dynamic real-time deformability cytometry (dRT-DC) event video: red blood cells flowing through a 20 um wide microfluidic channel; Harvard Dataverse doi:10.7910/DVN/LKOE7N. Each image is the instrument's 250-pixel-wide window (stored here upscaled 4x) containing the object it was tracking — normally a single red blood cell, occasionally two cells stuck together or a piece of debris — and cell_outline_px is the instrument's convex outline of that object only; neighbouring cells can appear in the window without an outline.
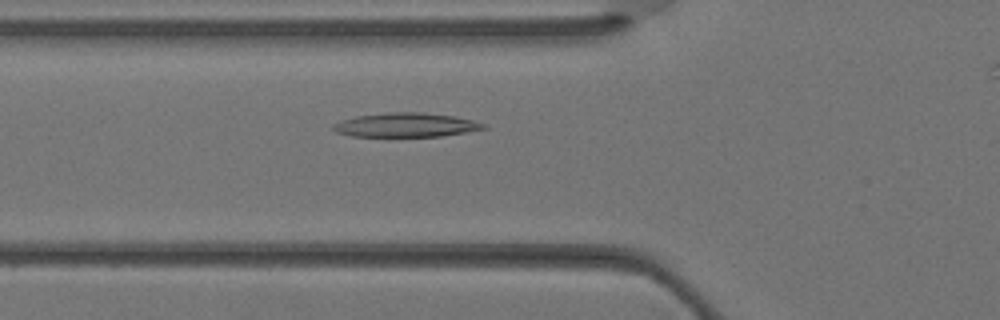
{"species": "Egyptian fruit bat (a non-hibernating species)", "species_latin": "Rousettus aegyptiacus", "temperature_condition": "warm", "stored_images_in_passage": 31, "camera_frame_rate_fps": 3000, "um_per_image_px": 0.085, "animal": {"sex": "female"}, "frame": {"image": 1, "passage_image": 11, "time_ms": 3.333, "image_size_px": [1000, 320], "cell_outline_px": [[488, 128], [440, 136], [352, 136], [336, 132], [332, 128], [332, 124], [340, 120], [356, 116], [384, 112], [420, 112], [456, 116], [472, 120], [484, 124]], "centroid_in_image_um": [34.45, 10.61], "position_along_channel_um": 91.3, "area_um2": 21.1}}
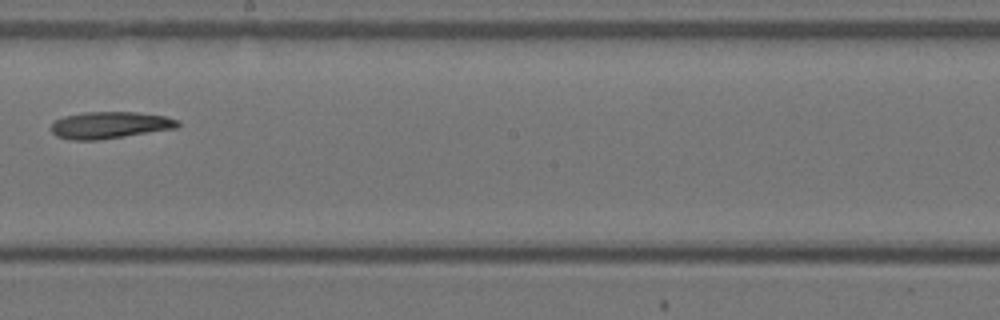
{"frame": {"image": 2, "passage_image": 19, "time_ms": 6.0, "image_size_px": [1000, 320], "cell_outline_px": [[180, 124], [176, 128], [96, 140], [68, 140], [56, 136], [52, 132], [52, 124], [56, 120], [64, 116], [84, 112], [136, 112], [164, 116], [180, 120]], "centroid_in_image_um": [9.32, 10.63], "position_along_channel_um": 238.9, "area_um2": 19.65}}
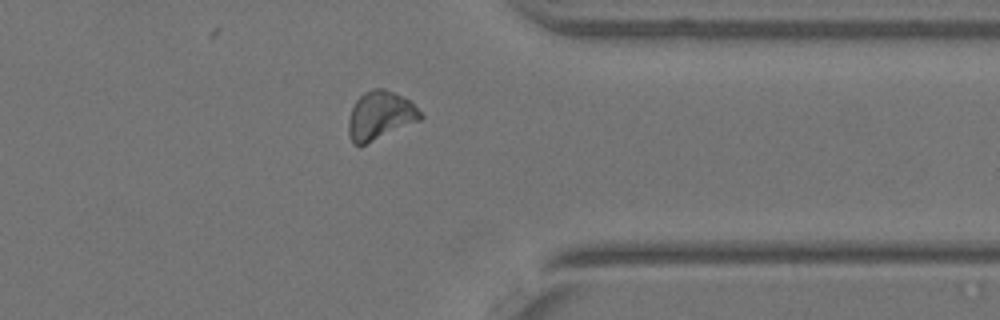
{"frame": {"image": 3, "passage_image": 27, "time_ms": 8.667, "image_size_px": [1000, 320], "cell_outline_px": [[424, 116], [420, 120], [364, 144], [352, 144], [348, 136], [348, 120], [352, 108], [356, 100], [364, 92], [372, 88], [384, 88], [408, 100]], "centroid_in_image_um": [32.27, 9.81], "position_along_channel_um": 379.1, "area_um2": 19.88}}